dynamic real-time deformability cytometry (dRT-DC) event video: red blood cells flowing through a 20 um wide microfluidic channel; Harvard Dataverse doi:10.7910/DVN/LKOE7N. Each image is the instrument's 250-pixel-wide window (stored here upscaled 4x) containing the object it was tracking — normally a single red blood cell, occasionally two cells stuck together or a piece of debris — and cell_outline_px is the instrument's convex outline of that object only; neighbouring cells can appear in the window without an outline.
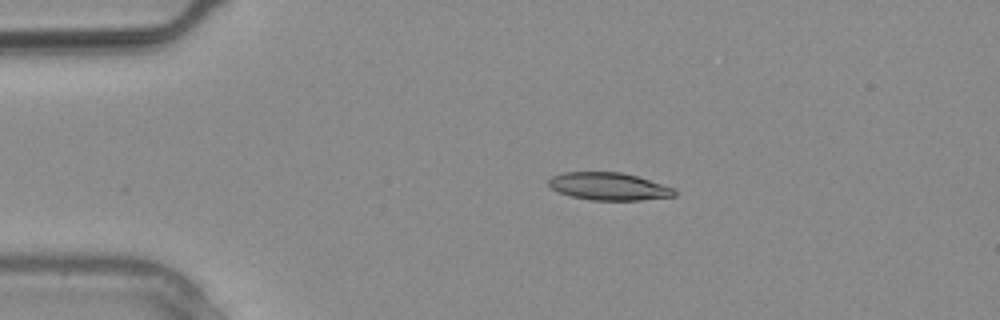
{"species": "common noctule bat (a hibernating species)", "species_latin": "Nyctalus noctula", "temperature_condition": "warm", "stored_images_in_passage": 1, "camera_frame_rate_fps": 3000, "um_per_image_px": 0.085, "animal": {"sex": "male", "body_mass_g": 20.4}, "frame": {"image": 1, "passage_image": 1, "time_ms": 0.0, "image_size_px": [1000, 320], "cell_outline_px": [[676, 196], [640, 200], [592, 200], [572, 196], [560, 192], [552, 188], [548, 184], [548, 180], [552, 176], [564, 172], [620, 172], [636, 176], [672, 188], [676, 192]], "centroid_in_image_um": [51.72, 15.84], "position_along_channel_um": 33.3, "area_um2": 19.88}}